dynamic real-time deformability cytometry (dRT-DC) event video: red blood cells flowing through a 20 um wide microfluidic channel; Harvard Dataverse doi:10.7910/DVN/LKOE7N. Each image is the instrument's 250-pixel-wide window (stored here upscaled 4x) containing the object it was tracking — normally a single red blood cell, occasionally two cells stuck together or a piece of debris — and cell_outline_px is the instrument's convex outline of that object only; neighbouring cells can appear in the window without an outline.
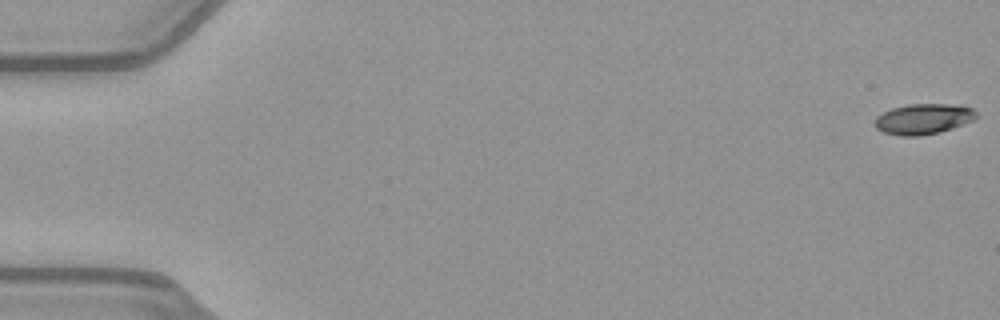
{"species": "common noctule bat (a hibernating species)", "species_latin": "Nyctalus noctula", "temperature_condition": "warm", "stored_images_in_passage": 48, "camera_frame_rate_fps": 3000, "um_per_image_px": 0.085, "animal": {"sex": "female", "body_mass_g": 21.9}, "frame": {"image": 1, "passage_image": 1, "time_ms": 0.0, "image_size_px": [1000, 320], "cell_outline_px": [[976, 116], [972, 120], [952, 128], [940, 132], [920, 136], [900, 136], [884, 132], [876, 128], [872, 124], [872, 120], [876, 116], [892, 108], [908, 104], [948, 104], [972, 108], [976, 112]], "centroid_in_image_um": [78.41, 10.12], "position_along_channel_um": 6.6, "area_um2": 18.03}}
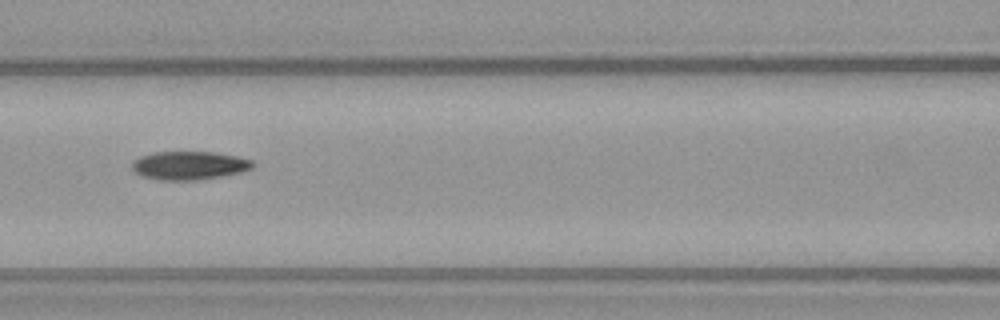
{"frame": {"image": 2, "passage_image": 24, "time_ms": 7.667, "image_size_px": [1000, 320], "cell_outline_px": [[252, 168], [240, 172], [200, 180], [160, 180], [140, 176], [132, 168], [132, 160], [140, 156], [152, 152], [212, 152], [236, 156], [252, 160]], "centroid_in_image_um": [16.03, 14.06], "position_along_channel_um": 150.6, "area_um2": 19.94}}
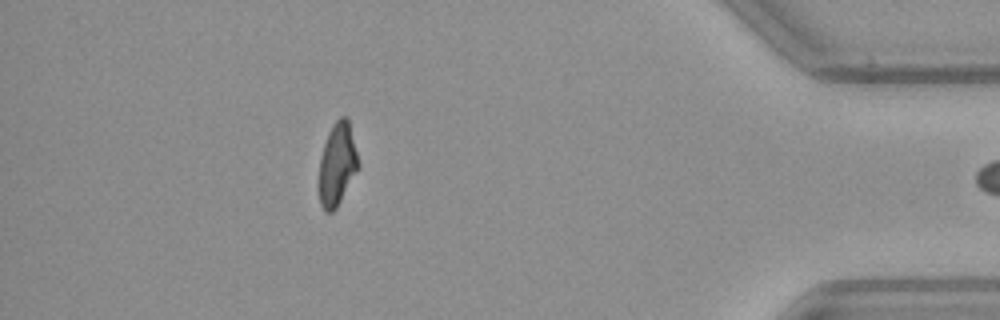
{"frame": {"image": 3, "passage_image": 47, "time_ms": 15.333, "image_size_px": [1000, 320], "cell_outline_px": [[360, 164], [356, 172], [336, 208], [332, 212], [324, 212], [320, 204], [320, 156], [328, 132], [332, 124], [340, 116], [344, 116], [348, 120]], "centroid_in_image_um": [28.66, 13.95], "position_along_channel_um": 406.5, "area_um2": 18.61}}